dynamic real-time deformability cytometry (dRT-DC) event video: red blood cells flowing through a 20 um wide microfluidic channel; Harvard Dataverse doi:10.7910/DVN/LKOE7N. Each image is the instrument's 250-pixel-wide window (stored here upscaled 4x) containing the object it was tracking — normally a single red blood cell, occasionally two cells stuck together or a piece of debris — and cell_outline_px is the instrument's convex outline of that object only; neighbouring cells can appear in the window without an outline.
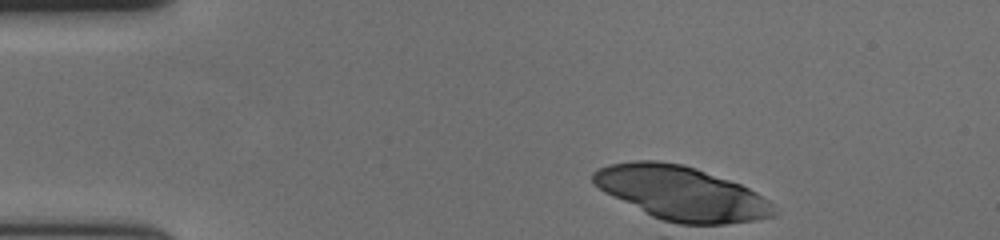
{"species": "human", "species_latin": "Homo sapiens", "temperature_condition": "cold", "stored_images_in_passage": 1, "camera_frame_rate_fps": 3000, "um_per_image_px": 0.085, "donor": {"sex": "female"}, "frame": {"image": 1, "passage_image": 1, "time_ms": 0.0, "image_size_px": [1000, 240], "cell_outline_px": [[776, 212], [772, 216], [756, 220], [724, 224], [668, 224], [604, 192], [592, 180], [592, 172], [608, 164], [632, 160], [656, 160], [684, 164], [696, 168], [740, 184], [756, 192], [768, 200], [772, 204]], "centroid_in_image_um": [57.9, 16.42], "position_along_channel_um": 27.1, "area_um2": 56.7}}